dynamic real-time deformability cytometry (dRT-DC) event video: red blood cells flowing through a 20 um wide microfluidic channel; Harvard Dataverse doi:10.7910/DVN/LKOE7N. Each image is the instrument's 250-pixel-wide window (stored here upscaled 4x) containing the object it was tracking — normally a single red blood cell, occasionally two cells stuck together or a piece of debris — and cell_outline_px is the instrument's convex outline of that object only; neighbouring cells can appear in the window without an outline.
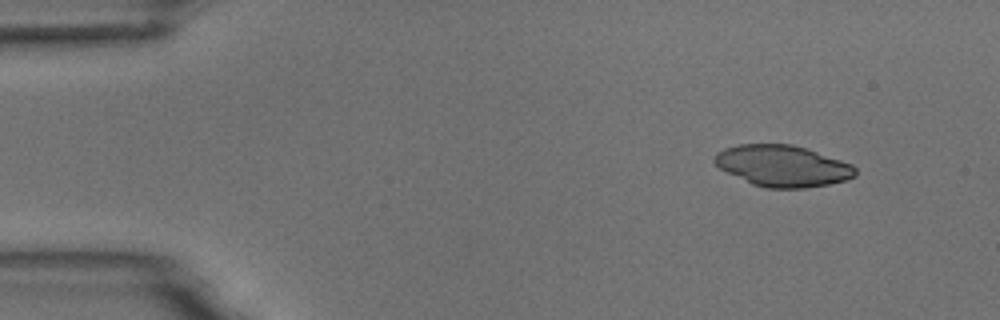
{"species": "common noctule bat (a hibernating species)", "species_latin": "Nyctalus noctula", "temperature_condition": "room temperature", "stored_images_in_passage": 5, "camera_frame_rate_fps": 3000, "um_per_image_px": 0.085, "animal": {"sex": "male", "body_mass_g": 18.8}, "frame": {"image": 1, "passage_image": 2, "time_ms": 1.0, "image_size_px": [1000, 320], "cell_outline_px": [[856, 176], [844, 180], [828, 184], [804, 188], [764, 188], [752, 184], [720, 168], [712, 160], [716, 152], [724, 148], [740, 144], [792, 144], [852, 164], [856, 168]], "centroid_in_image_um": [66.49, 14.1], "position_along_channel_um": 18.5, "area_um2": 33.64}}